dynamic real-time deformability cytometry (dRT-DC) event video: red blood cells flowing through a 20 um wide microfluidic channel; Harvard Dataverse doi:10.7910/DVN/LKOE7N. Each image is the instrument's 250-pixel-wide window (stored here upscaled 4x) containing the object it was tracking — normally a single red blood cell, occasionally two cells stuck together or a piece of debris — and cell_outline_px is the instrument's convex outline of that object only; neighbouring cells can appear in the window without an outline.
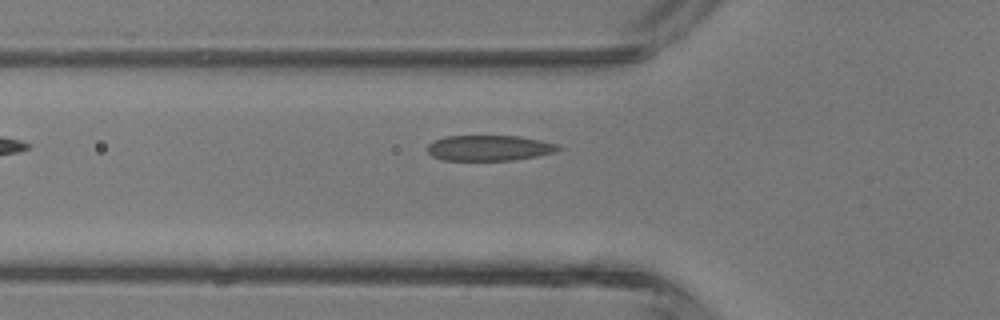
{"species": "common noctule bat (a hibernating species)", "species_latin": "Nyctalus noctula", "temperature_condition": "room temperature", "stored_images_in_passage": 30, "camera_frame_rate_fps": 3000, "um_per_image_px": 0.085, "animal": {"sex": "male", "body_mass_g": 13.3}, "frame": {"image": 1, "passage_image": 2, "time_ms": 0.333, "image_size_px": [1000, 320], "cell_outline_px": [[560, 148], [556, 152], [536, 156], [512, 160], [444, 160], [432, 156], [428, 152], [428, 144], [432, 140], [444, 136], [520, 136], [560, 144]], "centroid_in_image_um": [41.58, 12.57], "position_along_channel_um": 84.2, "area_um2": 19.54}}
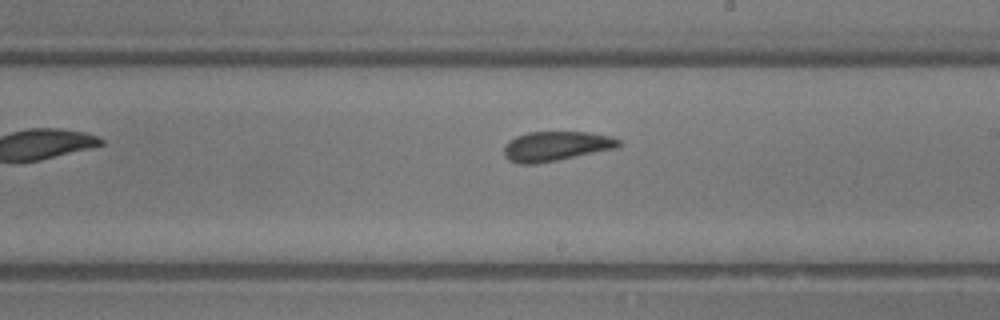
{"frame": {"image": 2, "passage_image": 12, "time_ms": 3.667, "image_size_px": [1000, 320], "cell_outline_px": [[620, 144], [616, 148], [536, 164], [520, 164], [508, 160], [504, 156], [504, 148], [508, 140], [516, 136], [528, 132], [588, 132], [612, 136], [620, 140]], "centroid_in_image_um": [47.23, 12.42], "position_along_channel_um": 241.8, "area_um2": 19.77}}
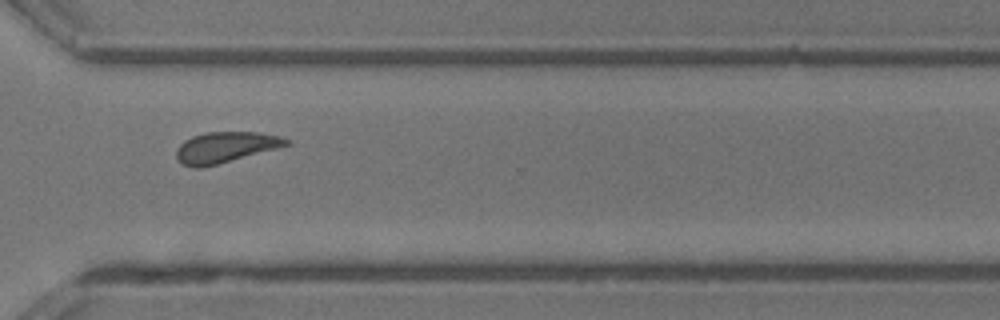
{"frame": {"image": 3, "passage_image": 19, "time_ms": 6.0, "image_size_px": [1000, 320], "cell_outline_px": [[292, 144], [280, 148], [200, 168], [192, 168], [176, 160], [176, 148], [184, 140], [192, 136], [204, 132], [256, 132], [280, 136], [292, 140]], "centroid_in_image_um": [19.18, 12.51], "position_along_channel_um": 351.4, "area_um2": 19.94}, "authors_computed_cell_mechanics": {"area_um2": 19.5653, "velocity_mm_per_s": 4.7034, "shape_relaxation_time_tau1_ms": 2.2848, "shape_relaxation_time_tau2_ms": 2.0599, "deformation_change_tau1": 0.0946, "deformation_change_tau2": 0.0995}}